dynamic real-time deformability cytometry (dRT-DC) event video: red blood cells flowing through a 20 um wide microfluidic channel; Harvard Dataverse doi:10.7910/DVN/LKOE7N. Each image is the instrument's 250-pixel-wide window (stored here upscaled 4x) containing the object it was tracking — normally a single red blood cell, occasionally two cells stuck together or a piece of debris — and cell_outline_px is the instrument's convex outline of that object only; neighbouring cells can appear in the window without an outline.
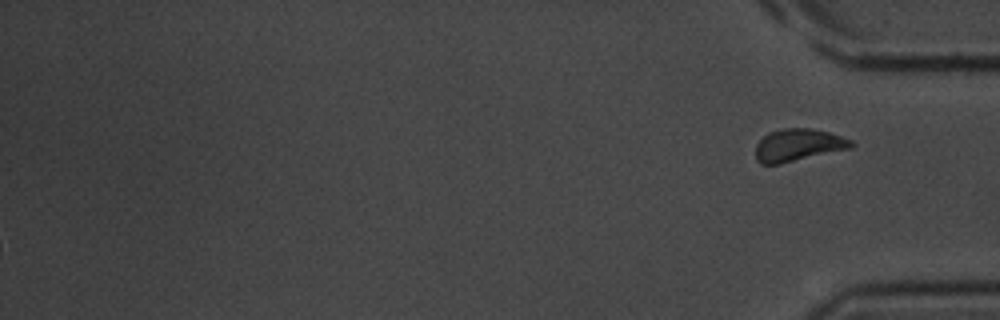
{"species": "common noctule bat (a hibernating species)", "species_latin": "Nyctalus noctula", "temperature_condition": "room temperature", "stored_images_in_passage": 33, "camera_frame_rate_fps": 3000, "um_per_image_px": 0.085, "animal": {"sex": "male", "body_mass_g": 20.1, "forearm_length_mm": 53.5}, "frame": {"image": 1, "passage_image": 33, "time_ms": 10.667, "image_size_px": [1000, 320], "cell_outline_px": [[856, 144], [852, 148], [780, 164], [760, 164], [756, 160], [756, 144], [768, 132], [780, 128], [812, 128], [828, 132], [852, 140]], "centroid_in_image_um": [67.85, 12.33], "position_along_channel_um": 367.4, "area_um2": 18.21}}